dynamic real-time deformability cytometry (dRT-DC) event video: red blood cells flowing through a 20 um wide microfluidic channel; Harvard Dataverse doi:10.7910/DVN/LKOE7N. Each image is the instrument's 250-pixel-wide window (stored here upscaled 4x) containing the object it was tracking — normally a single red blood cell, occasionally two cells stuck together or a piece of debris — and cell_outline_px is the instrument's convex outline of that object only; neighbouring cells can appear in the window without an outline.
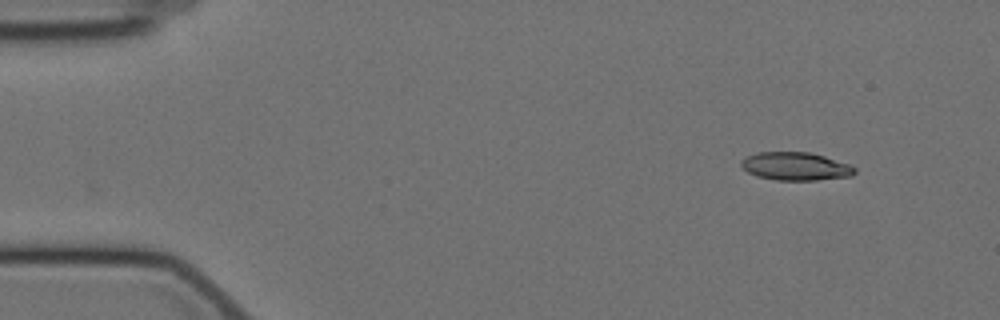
{"species": "Egyptian fruit bat (a non-hibernating species)", "species_latin": "Rousettus aegyptiacus", "temperature_condition": "cold", "stored_images_in_passage": 47, "camera_frame_rate_fps": 3000, "um_per_image_px": 0.085, "animal": {"sex": "female"}, "frame": {"image": 1, "passage_image": 1, "time_ms": 0.0, "image_size_px": [1000, 320], "cell_outline_px": [[856, 172], [852, 176], [816, 180], [776, 180], [756, 176], [748, 172], [740, 164], [740, 160], [756, 152], [808, 152], [824, 156], [848, 164], [856, 168]], "centroid_in_image_um": [67.61, 14.14], "position_along_channel_um": 17.4, "area_um2": 18.55}}
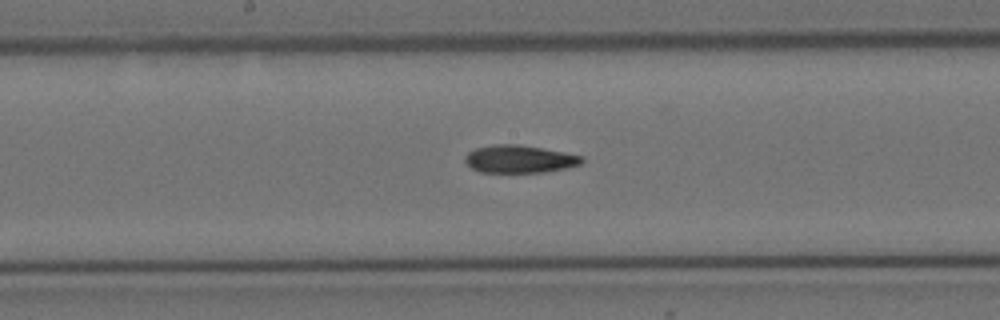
{"frame": {"image": 2, "passage_image": 25, "time_ms": 8.0, "image_size_px": [1000, 320], "cell_outline_px": [[584, 160], [580, 164], [568, 168], [544, 172], [480, 172], [472, 168], [464, 160], [464, 156], [468, 152], [476, 148], [492, 144], [516, 144], [564, 152], [584, 156]], "centroid_in_image_um": [44.15, 13.52], "position_along_channel_um": 204.0, "area_um2": 18.84}}
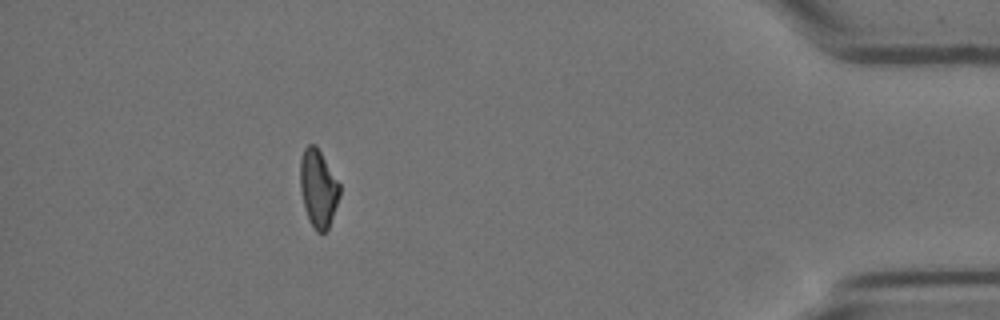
{"frame": {"image": 3, "passage_image": 47, "time_ms": 15.333, "image_size_px": [1000, 320], "cell_outline_px": [[340, 196], [328, 228], [324, 232], [316, 232], [308, 220], [304, 208], [300, 188], [300, 160], [304, 148], [308, 144], [316, 144], [340, 184]], "centroid_in_image_um": [27.04, 16.0], "position_along_channel_um": 408.2, "area_um2": 17.98}, "authors_computed_cell_mechanics": {"area_um2": 19.1318, "velocity_mm_per_s": 3.511, "shape_relaxation_time_tau1_ms": 11.3361, "shape_relaxation_time_tau2_ms": 10.7361, "deformation_change_tau1": 0.2265, "deformation_change_tau2": 0.1981}}